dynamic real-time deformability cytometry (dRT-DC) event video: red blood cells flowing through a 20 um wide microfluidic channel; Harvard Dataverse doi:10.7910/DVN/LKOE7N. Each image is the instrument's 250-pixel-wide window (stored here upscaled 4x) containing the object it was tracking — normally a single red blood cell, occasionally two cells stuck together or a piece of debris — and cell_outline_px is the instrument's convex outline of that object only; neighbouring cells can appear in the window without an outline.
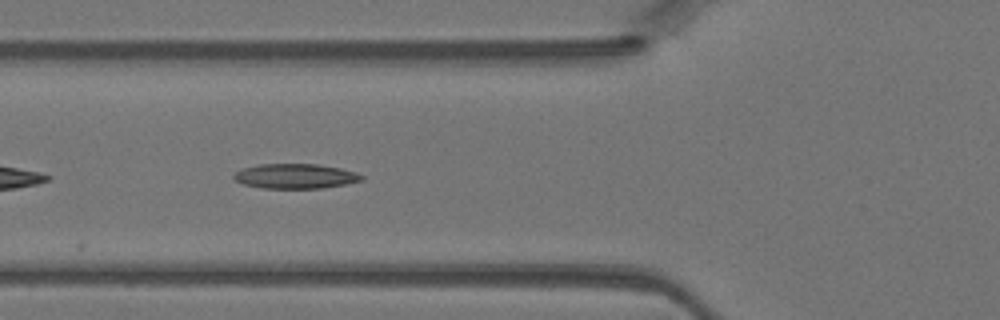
{"species": "Egyptian fruit bat (a non-hibernating species)", "species_latin": "Rousettus aegyptiacus", "temperature_condition": "warm", "stored_images_in_passage": 34, "camera_frame_rate_fps": 3000, "um_per_image_px": 0.085, "animal": {"sex": "female"}, "frame": {"image": 1, "passage_image": 5, "time_ms": 1.333, "image_size_px": [1000, 320], "cell_outline_px": [[364, 180], [344, 184], [320, 188], [260, 188], [244, 184], [236, 180], [232, 176], [236, 172], [244, 168], [256, 164], [316, 164], [340, 168], [356, 172], [364, 176]], "centroid_in_image_um": [25.11, 14.97], "position_along_channel_um": 100.7, "area_um2": 18.38}}
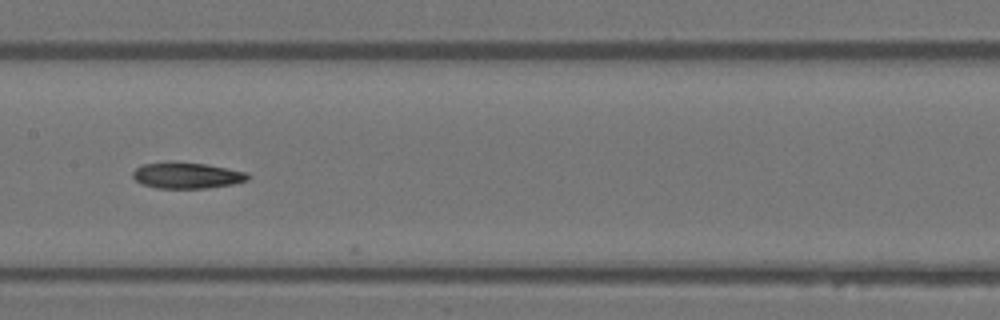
{"frame": {"image": 2, "passage_image": 11, "time_ms": 3.333, "image_size_px": [1000, 320], "cell_outline_px": [[248, 180], [232, 184], [204, 188], [156, 188], [140, 184], [132, 176], [132, 172], [136, 168], [144, 164], [204, 164], [248, 172]], "centroid_in_image_um": [15.88, 14.95], "position_along_channel_um": 191.5, "area_um2": 16.76}}
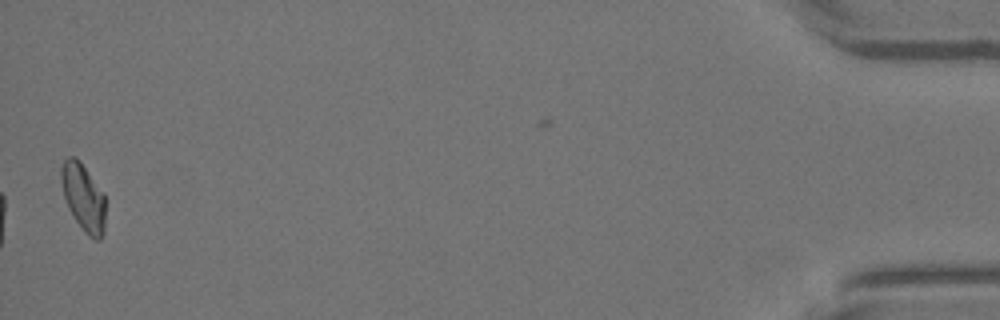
{"frame": {"image": 3, "passage_image": 33, "time_ms": 10.667, "image_size_px": [1000, 320], "cell_outline_px": [[104, 232], [100, 240], [96, 240], [88, 236], [84, 232], [68, 208], [64, 196], [60, 180], [60, 168], [64, 160], [68, 156], [72, 156], [80, 160], [104, 192]], "centroid_in_image_um": [7.08, 16.75], "position_along_channel_um": 428.1, "area_um2": 17.51}}